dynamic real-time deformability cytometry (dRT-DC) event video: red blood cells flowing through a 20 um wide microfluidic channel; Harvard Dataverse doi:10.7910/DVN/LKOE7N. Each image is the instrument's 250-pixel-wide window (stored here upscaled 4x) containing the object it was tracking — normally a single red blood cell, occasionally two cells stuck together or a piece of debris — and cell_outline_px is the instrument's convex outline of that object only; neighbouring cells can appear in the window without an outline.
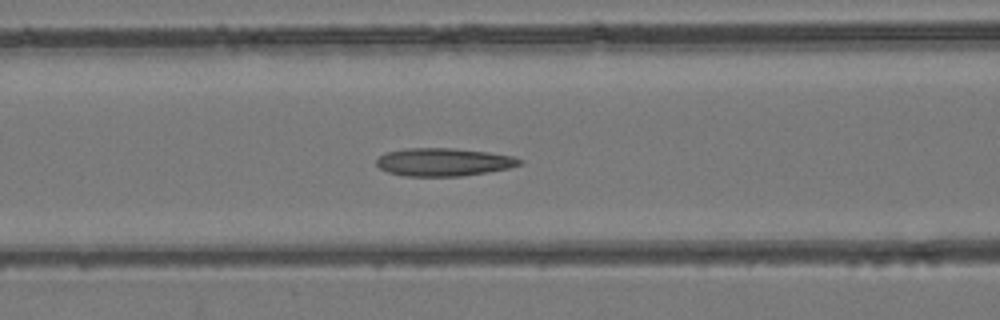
{"species": "common noctule bat (a hibernating species)", "species_latin": "Nyctalus noctula", "temperature_condition": "room temperature", "stored_images_in_passage": 50, "camera_frame_rate_fps": 3000, "um_per_image_px": 0.085, "animal": {"sex": "female", "body_mass_g": 24.6, "forearm_length_mm": 56.2}, "frame": {"image": 1, "passage_image": 21, "time_ms": 6.667, "image_size_px": [1000, 320], "cell_outline_px": [[524, 164], [508, 168], [488, 172], [460, 176], [404, 176], [388, 172], [380, 168], [376, 164], [376, 160], [384, 152], [404, 148], [452, 148], [488, 152], [512, 156], [524, 160]], "centroid_in_image_um": [37.7, 13.77], "position_along_channel_um": 128.9, "area_um2": 23.47}}
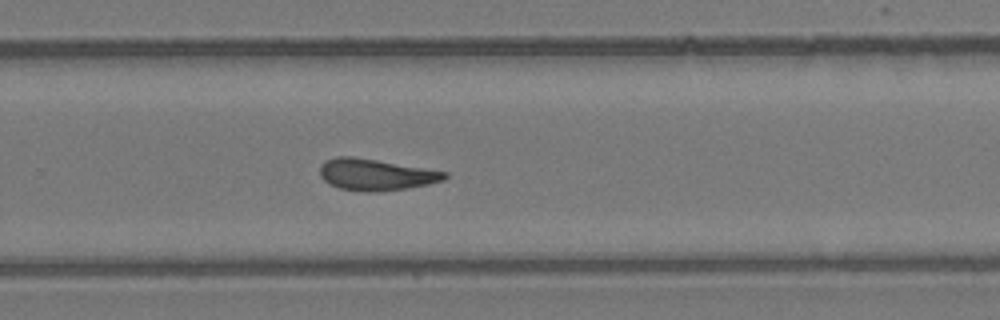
{"frame": {"image": 2, "passage_image": 33, "time_ms": 10.667, "image_size_px": [1000, 320], "cell_outline_px": [[448, 176], [444, 180], [428, 184], [404, 188], [376, 192], [364, 192], [340, 188], [328, 184], [320, 176], [320, 164], [324, 160], [336, 156], [352, 156], [448, 172]], "centroid_in_image_um": [31.89, 14.84], "position_along_channel_um": 297.9, "area_um2": 22.83}}
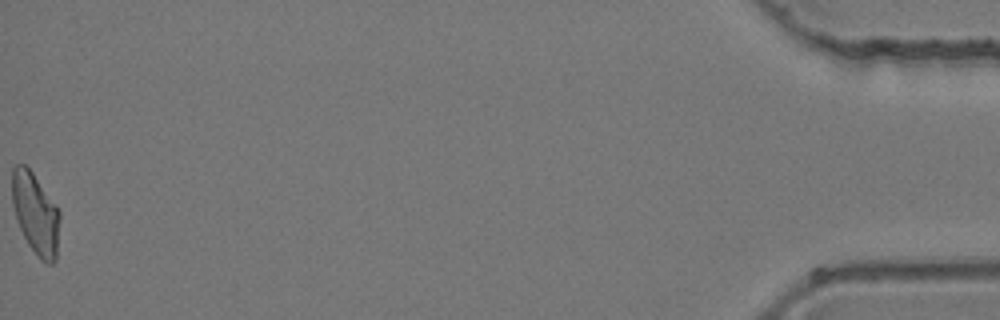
{"frame": {"image": 3, "passage_image": 50, "time_ms": 16.333, "image_size_px": [1000, 320], "cell_outline_px": [[60, 220], [56, 260], [52, 264], [48, 264], [40, 260], [28, 244], [16, 220], [12, 204], [12, 168], [16, 164], [24, 164], [32, 172], [56, 204], [60, 212]], "centroid_in_image_um": [3.02, 18.17], "position_along_channel_um": 432.2, "area_um2": 22.77}}